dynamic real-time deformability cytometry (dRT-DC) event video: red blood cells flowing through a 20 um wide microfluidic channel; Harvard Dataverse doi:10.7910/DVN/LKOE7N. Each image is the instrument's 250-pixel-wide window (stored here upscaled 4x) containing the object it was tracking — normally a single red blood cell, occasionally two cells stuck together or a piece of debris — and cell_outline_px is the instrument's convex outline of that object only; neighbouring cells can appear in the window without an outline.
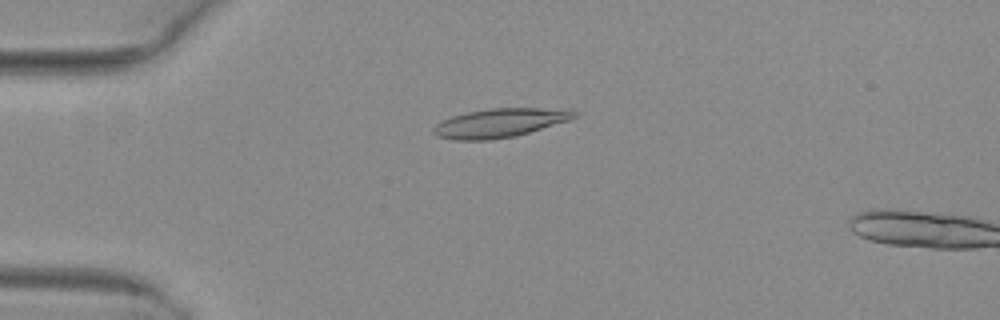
{"species": "common noctule bat (a hibernating species)", "species_latin": "Nyctalus noctula", "temperature_condition": "warm", "stored_images_in_passage": 4, "camera_frame_rate_fps": 3000, "um_per_image_px": 0.085, "animal": {"sex": "female", "body_mass_g": 29.2, "forearm_length_mm": 56.3}, "frame": {"image": 1, "passage_image": 3, "time_ms": 0.667, "image_size_px": [1000, 320], "cell_outline_px": [[576, 116], [568, 120], [516, 136], [488, 140], [452, 140], [436, 136], [432, 132], [432, 128], [440, 120], [452, 116], [468, 112], [488, 108], [568, 108], [576, 112]], "centroid_in_image_um": [42.44, 10.44], "position_along_channel_um": 42.6, "area_um2": 23.81}}